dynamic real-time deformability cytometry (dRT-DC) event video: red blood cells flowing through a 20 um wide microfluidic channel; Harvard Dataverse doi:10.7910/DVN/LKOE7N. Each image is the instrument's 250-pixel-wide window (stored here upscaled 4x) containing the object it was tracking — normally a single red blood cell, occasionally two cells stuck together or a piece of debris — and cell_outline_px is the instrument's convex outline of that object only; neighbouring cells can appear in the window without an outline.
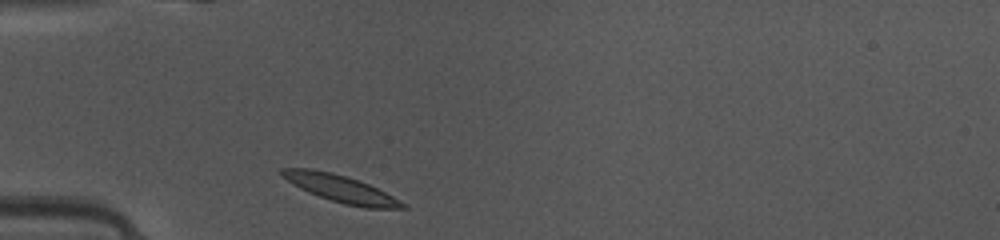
{"species": "common noctule bat (a hibernating species)", "species_latin": "Nyctalus noctula", "temperature_condition": "warm", "stored_images_in_passage": 35, "camera_frame_rate_fps": 3000, "um_per_image_px": 0.085, "animal": {"sex": "female", "body_mass_g": 10.0, "forearm_length_mm": 53.1}, "frame": {"image": 1, "passage_image": 1, "time_ms": 0.0, "image_size_px": [1000, 240], "cell_outline_px": [[408, 208], [368, 208], [344, 204], [308, 192], [292, 184], [280, 176], [280, 168], [308, 168], [332, 172], [368, 184], [408, 204]], "centroid_in_image_um": [28.92, 16.03], "position_along_channel_um": 56.1, "area_um2": 18.84}}
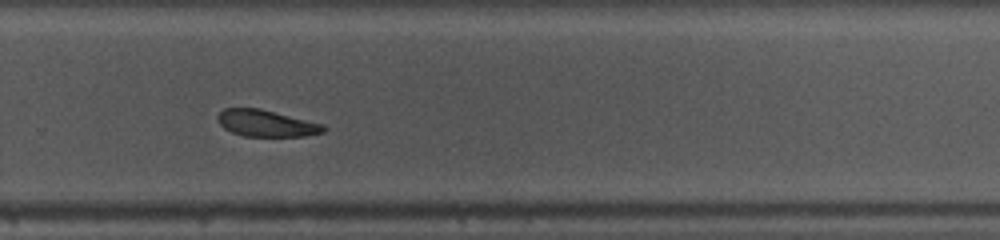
{"frame": {"image": 2, "passage_image": 20, "time_ms": 6.333, "image_size_px": [1000, 240], "cell_outline_px": [[324, 132], [304, 136], [244, 136], [232, 132], [224, 128], [220, 124], [216, 116], [224, 108], [260, 108], [324, 124]], "centroid_in_image_um": [22.62, 10.47], "position_along_channel_um": 307.2, "area_um2": 16.36}}
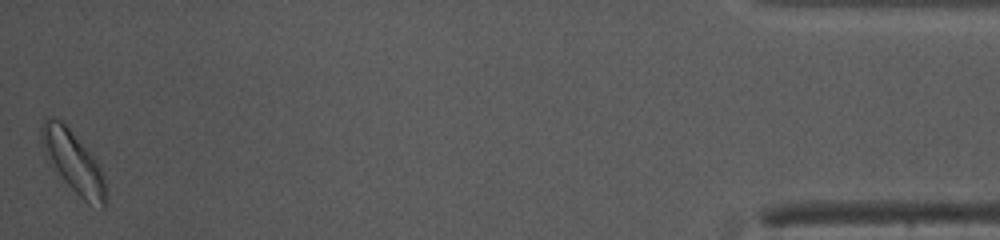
{"frame": {"image": 3, "passage_image": 35, "time_ms": 11.333, "image_size_px": [1000, 240], "cell_outline_px": [[108, 200], [104, 208], [88, 204], [64, 180], [44, 152], [40, 140], [40, 128], [44, 116], [52, 116], [64, 120], [96, 160], [104, 176]], "centroid_in_image_um": [6.23, 13.69], "position_along_channel_um": 429.0, "area_um2": 23.24}, "authors_computed_cell_mechanics": {"area_um2": 18.1492, "velocity_mm_per_s": 4.0871, "shape_relaxation_time_tau1_ms": 1.3139, "shape_relaxation_time_tau2_ms": null, "deformation_change_tau1": 0.0889, "deformation_change_tau2": null}}